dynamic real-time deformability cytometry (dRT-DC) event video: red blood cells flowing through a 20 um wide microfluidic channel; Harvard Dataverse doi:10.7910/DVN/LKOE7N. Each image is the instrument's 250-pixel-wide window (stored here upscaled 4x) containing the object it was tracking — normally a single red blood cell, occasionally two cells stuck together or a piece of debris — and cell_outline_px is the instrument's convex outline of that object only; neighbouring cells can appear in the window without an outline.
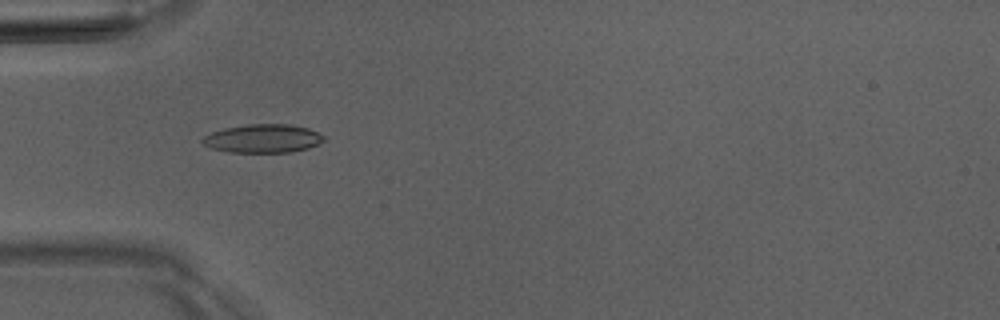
{"species": "Egyptian fruit bat (a non-hibernating species)", "species_latin": "Rousettus aegyptiacus", "temperature_condition": "room temperature", "stored_images_in_passage": 4, "camera_frame_rate_fps": 3000, "um_per_image_px": 0.085, "animal": {"sex": "male"}, "frame": {"image": 1, "passage_image": 3, "time_ms": 2.333, "image_size_px": [1000, 320], "cell_outline_px": [[324, 140], [308, 148], [292, 152], [228, 152], [212, 148], [204, 144], [200, 140], [204, 136], [212, 132], [224, 128], [248, 124], [288, 124], [308, 128], [324, 136]], "centroid_in_image_um": [22.32, 11.77], "position_along_channel_um": 62.7, "area_um2": 20.0}}